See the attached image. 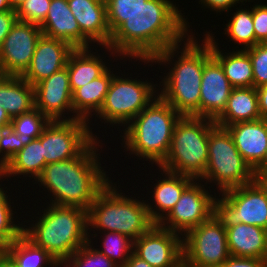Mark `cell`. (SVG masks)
I'll list each match as a JSON object with an SVG mask.
<instances>
[{"instance_id": "e575fe53", "label": "cell", "mask_w": 267, "mask_h": 267, "mask_svg": "<svg viewBox=\"0 0 267 267\" xmlns=\"http://www.w3.org/2000/svg\"><path fill=\"white\" fill-rule=\"evenodd\" d=\"M1 180V177H0ZM9 193L7 190H4V187H1L0 184V233L10 242L12 243L14 240L19 238L23 234V223L18 221V219L14 218V214L17 211H13V207H11V199L8 198ZM14 212V213H13ZM17 220L18 223H15Z\"/></svg>"}, {"instance_id": "f907efd6", "label": "cell", "mask_w": 267, "mask_h": 267, "mask_svg": "<svg viewBox=\"0 0 267 267\" xmlns=\"http://www.w3.org/2000/svg\"><path fill=\"white\" fill-rule=\"evenodd\" d=\"M0 267H17V266L7 256V257L0 258Z\"/></svg>"}, {"instance_id": "8992f818", "label": "cell", "mask_w": 267, "mask_h": 267, "mask_svg": "<svg viewBox=\"0 0 267 267\" xmlns=\"http://www.w3.org/2000/svg\"><path fill=\"white\" fill-rule=\"evenodd\" d=\"M112 182L97 194L87 210L88 237L95 239L98 236L96 231H114L134 241L155 223L149 216L145 200L128 197L119 190L116 182ZM92 230L95 234L90 233Z\"/></svg>"}, {"instance_id": "4dcf8cb0", "label": "cell", "mask_w": 267, "mask_h": 267, "mask_svg": "<svg viewBox=\"0 0 267 267\" xmlns=\"http://www.w3.org/2000/svg\"><path fill=\"white\" fill-rule=\"evenodd\" d=\"M236 12L232 13L230 20L224 25V35L228 36L229 41L242 46L240 50L251 48L255 45V32L252 20V8L242 9L236 8Z\"/></svg>"}, {"instance_id": "9a60e30c", "label": "cell", "mask_w": 267, "mask_h": 267, "mask_svg": "<svg viewBox=\"0 0 267 267\" xmlns=\"http://www.w3.org/2000/svg\"><path fill=\"white\" fill-rule=\"evenodd\" d=\"M133 253L152 267H182L183 237L154 224L133 241Z\"/></svg>"}, {"instance_id": "7dc6e473", "label": "cell", "mask_w": 267, "mask_h": 267, "mask_svg": "<svg viewBox=\"0 0 267 267\" xmlns=\"http://www.w3.org/2000/svg\"><path fill=\"white\" fill-rule=\"evenodd\" d=\"M10 242L0 233V258L7 257Z\"/></svg>"}, {"instance_id": "5bb4252c", "label": "cell", "mask_w": 267, "mask_h": 267, "mask_svg": "<svg viewBox=\"0 0 267 267\" xmlns=\"http://www.w3.org/2000/svg\"><path fill=\"white\" fill-rule=\"evenodd\" d=\"M42 34L39 25L17 21L0 46V74L22 76Z\"/></svg>"}, {"instance_id": "d6a6232c", "label": "cell", "mask_w": 267, "mask_h": 267, "mask_svg": "<svg viewBox=\"0 0 267 267\" xmlns=\"http://www.w3.org/2000/svg\"><path fill=\"white\" fill-rule=\"evenodd\" d=\"M104 234L105 236H102ZM103 237L98 251L106 255L119 267H123L130 255L133 253V240L126 235L114 231L101 232L100 237Z\"/></svg>"}, {"instance_id": "f1b7e54d", "label": "cell", "mask_w": 267, "mask_h": 267, "mask_svg": "<svg viewBox=\"0 0 267 267\" xmlns=\"http://www.w3.org/2000/svg\"><path fill=\"white\" fill-rule=\"evenodd\" d=\"M46 165L41 141L38 138L33 139L9 160L0 177L6 180L7 177L11 179L13 176L23 175V178L28 176L36 181Z\"/></svg>"}, {"instance_id": "277c9868", "label": "cell", "mask_w": 267, "mask_h": 267, "mask_svg": "<svg viewBox=\"0 0 267 267\" xmlns=\"http://www.w3.org/2000/svg\"><path fill=\"white\" fill-rule=\"evenodd\" d=\"M47 203L46 208L42 206L41 214L38 211L40 216L29 223L31 226L23 225V235L61 265L89 240L87 211L80 207Z\"/></svg>"}, {"instance_id": "816d5d0a", "label": "cell", "mask_w": 267, "mask_h": 267, "mask_svg": "<svg viewBox=\"0 0 267 267\" xmlns=\"http://www.w3.org/2000/svg\"><path fill=\"white\" fill-rule=\"evenodd\" d=\"M26 0H9L12 10H16L20 5H22Z\"/></svg>"}, {"instance_id": "8d00e7d4", "label": "cell", "mask_w": 267, "mask_h": 267, "mask_svg": "<svg viewBox=\"0 0 267 267\" xmlns=\"http://www.w3.org/2000/svg\"><path fill=\"white\" fill-rule=\"evenodd\" d=\"M51 0H26L16 10L18 21L40 25L46 18Z\"/></svg>"}, {"instance_id": "83f0119b", "label": "cell", "mask_w": 267, "mask_h": 267, "mask_svg": "<svg viewBox=\"0 0 267 267\" xmlns=\"http://www.w3.org/2000/svg\"><path fill=\"white\" fill-rule=\"evenodd\" d=\"M261 118L256 88H233L224 111L214 120L217 126L254 121Z\"/></svg>"}, {"instance_id": "b9f144b4", "label": "cell", "mask_w": 267, "mask_h": 267, "mask_svg": "<svg viewBox=\"0 0 267 267\" xmlns=\"http://www.w3.org/2000/svg\"><path fill=\"white\" fill-rule=\"evenodd\" d=\"M237 3L239 4L238 0H199V4L202 5L201 8L205 6V8L220 14L223 11L227 13L229 10L232 11L231 7H237Z\"/></svg>"}, {"instance_id": "f546056e", "label": "cell", "mask_w": 267, "mask_h": 267, "mask_svg": "<svg viewBox=\"0 0 267 267\" xmlns=\"http://www.w3.org/2000/svg\"><path fill=\"white\" fill-rule=\"evenodd\" d=\"M8 257L17 267H61L46 250L33 244L23 234L10 243Z\"/></svg>"}, {"instance_id": "60d3db41", "label": "cell", "mask_w": 267, "mask_h": 267, "mask_svg": "<svg viewBox=\"0 0 267 267\" xmlns=\"http://www.w3.org/2000/svg\"><path fill=\"white\" fill-rule=\"evenodd\" d=\"M221 267H267V260L230 256Z\"/></svg>"}, {"instance_id": "cb8c5ba5", "label": "cell", "mask_w": 267, "mask_h": 267, "mask_svg": "<svg viewBox=\"0 0 267 267\" xmlns=\"http://www.w3.org/2000/svg\"><path fill=\"white\" fill-rule=\"evenodd\" d=\"M230 255L267 260L266 232L259 226L239 223L225 226Z\"/></svg>"}, {"instance_id": "4fadbf2b", "label": "cell", "mask_w": 267, "mask_h": 267, "mask_svg": "<svg viewBox=\"0 0 267 267\" xmlns=\"http://www.w3.org/2000/svg\"><path fill=\"white\" fill-rule=\"evenodd\" d=\"M200 182V183H199ZM201 180H193L182 192L171 211L158 223L164 229L182 237L192 228L209 220L214 215L215 190L208 192Z\"/></svg>"}, {"instance_id": "ba28073f", "label": "cell", "mask_w": 267, "mask_h": 267, "mask_svg": "<svg viewBox=\"0 0 267 267\" xmlns=\"http://www.w3.org/2000/svg\"><path fill=\"white\" fill-rule=\"evenodd\" d=\"M200 180L206 185L208 182L213 183L220 193L256 180L254 170L239 153L226 128L215 125L210 130L208 162Z\"/></svg>"}, {"instance_id": "e0dca14e", "label": "cell", "mask_w": 267, "mask_h": 267, "mask_svg": "<svg viewBox=\"0 0 267 267\" xmlns=\"http://www.w3.org/2000/svg\"><path fill=\"white\" fill-rule=\"evenodd\" d=\"M75 48L69 43L41 35L31 64L22 77L33 87L53 73L66 67L69 55Z\"/></svg>"}, {"instance_id": "ab89813d", "label": "cell", "mask_w": 267, "mask_h": 267, "mask_svg": "<svg viewBox=\"0 0 267 267\" xmlns=\"http://www.w3.org/2000/svg\"><path fill=\"white\" fill-rule=\"evenodd\" d=\"M252 20L255 32V45L267 43V4L257 3L252 6Z\"/></svg>"}, {"instance_id": "2e32d148", "label": "cell", "mask_w": 267, "mask_h": 267, "mask_svg": "<svg viewBox=\"0 0 267 267\" xmlns=\"http://www.w3.org/2000/svg\"><path fill=\"white\" fill-rule=\"evenodd\" d=\"M34 98L35 108L50 121L72 120V91L67 66L36 84Z\"/></svg>"}, {"instance_id": "7a4b0ae2", "label": "cell", "mask_w": 267, "mask_h": 267, "mask_svg": "<svg viewBox=\"0 0 267 267\" xmlns=\"http://www.w3.org/2000/svg\"><path fill=\"white\" fill-rule=\"evenodd\" d=\"M194 35L189 34L185 41L165 48L152 59L140 61L144 62L143 65L151 63L148 66H152L153 62L160 66L169 65V72L164 73L167 75L162 78L159 76L162 80L159 85L163 87L158 86V95L181 116L200 117L202 74L204 64L212 56V51L204 39L199 44ZM175 57L178 59L175 60Z\"/></svg>"}, {"instance_id": "8fae6325", "label": "cell", "mask_w": 267, "mask_h": 267, "mask_svg": "<svg viewBox=\"0 0 267 267\" xmlns=\"http://www.w3.org/2000/svg\"><path fill=\"white\" fill-rule=\"evenodd\" d=\"M230 256L226 228L215 215L183 236L184 267H221Z\"/></svg>"}, {"instance_id": "7bdbcfd3", "label": "cell", "mask_w": 267, "mask_h": 267, "mask_svg": "<svg viewBox=\"0 0 267 267\" xmlns=\"http://www.w3.org/2000/svg\"><path fill=\"white\" fill-rule=\"evenodd\" d=\"M17 21L15 11L0 12V46Z\"/></svg>"}, {"instance_id": "d590c367", "label": "cell", "mask_w": 267, "mask_h": 267, "mask_svg": "<svg viewBox=\"0 0 267 267\" xmlns=\"http://www.w3.org/2000/svg\"><path fill=\"white\" fill-rule=\"evenodd\" d=\"M147 0H105L111 34Z\"/></svg>"}, {"instance_id": "30bf717a", "label": "cell", "mask_w": 267, "mask_h": 267, "mask_svg": "<svg viewBox=\"0 0 267 267\" xmlns=\"http://www.w3.org/2000/svg\"><path fill=\"white\" fill-rule=\"evenodd\" d=\"M217 194L214 215L224 226L244 223L267 228V186L262 180Z\"/></svg>"}, {"instance_id": "f6af8a7d", "label": "cell", "mask_w": 267, "mask_h": 267, "mask_svg": "<svg viewBox=\"0 0 267 267\" xmlns=\"http://www.w3.org/2000/svg\"><path fill=\"white\" fill-rule=\"evenodd\" d=\"M123 267H152L146 261L132 253Z\"/></svg>"}, {"instance_id": "d6986e66", "label": "cell", "mask_w": 267, "mask_h": 267, "mask_svg": "<svg viewBox=\"0 0 267 267\" xmlns=\"http://www.w3.org/2000/svg\"><path fill=\"white\" fill-rule=\"evenodd\" d=\"M82 34L92 43L109 46L111 32L107 23L105 0H67Z\"/></svg>"}, {"instance_id": "ee69618b", "label": "cell", "mask_w": 267, "mask_h": 267, "mask_svg": "<svg viewBox=\"0 0 267 267\" xmlns=\"http://www.w3.org/2000/svg\"><path fill=\"white\" fill-rule=\"evenodd\" d=\"M261 118L267 119V84L256 88Z\"/></svg>"}, {"instance_id": "3957f363", "label": "cell", "mask_w": 267, "mask_h": 267, "mask_svg": "<svg viewBox=\"0 0 267 267\" xmlns=\"http://www.w3.org/2000/svg\"><path fill=\"white\" fill-rule=\"evenodd\" d=\"M100 141L96 138L78 157L44 167L34 184L47 189L50 204L88 210L97 194L111 180L99 162L102 157L98 151L103 147L99 145Z\"/></svg>"}, {"instance_id": "681fc988", "label": "cell", "mask_w": 267, "mask_h": 267, "mask_svg": "<svg viewBox=\"0 0 267 267\" xmlns=\"http://www.w3.org/2000/svg\"><path fill=\"white\" fill-rule=\"evenodd\" d=\"M14 11L9 0H0V12Z\"/></svg>"}, {"instance_id": "52a82bcc", "label": "cell", "mask_w": 267, "mask_h": 267, "mask_svg": "<svg viewBox=\"0 0 267 267\" xmlns=\"http://www.w3.org/2000/svg\"><path fill=\"white\" fill-rule=\"evenodd\" d=\"M212 119L181 116L173 130L171 146L161 169L200 180L208 162L209 132Z\"/></svg>"}, {"instance_id": "6da1fadb", "label": "cell", "mask_w": 267, "mask_h": 267, "mask_svg": "<svg viewBox=\"0 0 267 267\" xmlns=\"http://www.w3.org/2000/svg\"><path fill=\"white\" fill-rule=\"evenodd\" d=\"M173 2L147 0L112 33L109 46L100 48L107 49L111 57L140 63V59H152L165 48L182 42L192 33L188 29L191 25L178 9L179 4Z\"/></svg>"}, {"instance_id": "4316f807", "label": "cell", "mask_w": 267, "mask_h": 267, "mask_svg": "<svg viewBox=\"0 0 267 267\" xmlns=\"http://www.w3.org/2000/svg\"><path fill=\"white\" fill-rule=\"evenodd\" d=\"M0 105L12 119L35 108L34 87L22 76L0 74Z\"/></svg>"}, {"instance_id": "bcb514c9", "label": "cell", "mask_w": 267, "mask_h": 267, "mask_svg": "<svg viewBox=\"0 0 267 267\" xmlns=\"http://www.w3.org/2000/svg\"><path fill=\"white\" fill-rule=\"evenodd\" d=\"M255 177L261 180L264 176H267V151L264 156L263 162L254 170Z\"/></svg>"}, {"instance_id": "1f68e13d", "label": "cell", "mask_w": 267, "mask_h": 267, "mask_svg": "<svg viewBox=\"0 0 267 267\" xmlns=\"http://www.w3.org/2000/svg\"><path fill=\"white\" fill-rule=\"evenodd\" d=\"M49 122L50 120L43 113L34 108L28 113L13 117L10 128L18 134L23 146H26L33 139L41 136Z\"/></svg>"}, {"instance_id": "9c48e42d", "label": "cell", "mask_w": 267, "mask_h": 267, "mask_svg": "<svg viewBox=\"0 0 267 267\" xmlns=\"http://www.w3.org/2000/svg\"><path fill=\"white\" fill-rule=\"evenodd\" d=\"M115 74L103 105L95 117L101 118L102 123L112 127L117 124L115 126H118V130L121 128L119 126L125 127L158 96V85L153 81L151 83Z\"/></svg>"}, {"instance_id": "74e56055", "label": "cell", "mask_w": 267, "mask_h": 267, "mask_svg": "<svg viewBox=\"0 0 267 267\" xmlns=\"http://www.w3.org/2000/svg\"><path fill=\"white\" fill-rule=\"evenodd\" d=\"M252 62L254 88L267 84V43H258L245 49Z\"/></svg>"}, {"instance_id": "7402d4cb", "label": "cell", "mask_w": 267, "mask_h": 267, "mask_svg": "<svg viewBox=\"0 0 267 267\" xmlns=\"http://www.w3.org/2000/svg\"><path fill=\"white\" fill-rule=\"evenodd\" d=\"M158 169L163 177L161 176V179L158 177L157 183L152 187V192L148 191L151 193L150 202L153 201V204L148 202L149 199L145 200L149 216L155 224H158L171 211L184 189L194 180L191 177L161 169V167Z\"/></svg>"}, {"instance_id": "5b68a950", "label": "cell", "mask_w": 267, "mask_h": 267, "mask_svg": "<svg viewBox=\"0 0 267 267\" xmlns=\"http://www.w3.org/2000/svg\"><path fill=\"white\" fill-rule=\"evenodd\" d=\"M181 115L159 95L121 131L122 147L137 160L149 161L157 167L165 160L176 122ZM145 159V160H144Z\"/></svg>"}, {"instance_id": "ac0fdd59", "label": "cell", "mask_w": 267, "mask_h": 267, "mask_svg": "<svg viewBox=\"0 0 267 267\" xmlns=\"http://www.w3.org/2000/svg\"><path fill=\"white\" fill-rule=\"evenodd\" d=\"M233 88L220 63L211 56L202 74L200 117L215 120L224 111Z\"/></svg>"}, {"instance_id": "db71d44e", "label": "cell", "mask_w": 267, "mask_h": 267, "mask_svg": "<svg viewBox=\"0 0 267 267\" xmlns=\"http://www.w3.org/2000/svg\"><path fill=\"white\" fill-rule=\"evenodd\" d=\"M261 180H262V181L264 182V184L267 186V176H264Z\"/></svg>"}, {"instance_id": "603a6c76", "label": "cell", "mask_w": 267, "mask_h": 267, "mask_svg": "<svg viewBox=\"0 0 267 267\" xmlns=\"http://www.w3.org/2000/svg\"><path fill=\"white\" fill-rule=\"evenodd\" d=\"M204 40L210 45L212 56L220 63L225 76L234 88L254 87V77L252 62L249 54L245 50L231 52L220 50L218 39L215 40L214 34L205 31Z\"/></svg>"}, {"instance_id": "44dd1931", "label": "cell", "mask_w": 267, "mask_h": 267, "mask_svg": "<svg viewBox=\"0 0 267 267\" xmlns=\"http://www.w3.org/2000/svg\"><path fill=\"white\" fill-rule=\"evenodd\" d=\"M244 160L255 170L267 151V119L238 122L225 127Z\"/></svg>"}, {"instance_id": "9f6ffc18", "label": "cell", "mask_w": 267, "mask_h": 267, "mask_svg": "<svg viewBox=\"0 0 267 267\" xmlns=\"http://www.w3.org/2000/svg\"><path fill=\"white\" fill-rule=\"evenodd\" d=\"M266 232V247H267V228L265 229Z\"/></svg>"}, {"instance_id": "484cf974", "label": "cell", "mask_w": 267, "mask_h": 267, "mask_svg": "<svg viewBox=\"0 0 267 267\" xmlns=\"http://www.w3.org/2000/svg\"><path fill=\"white\" fill-rule=\"evenodd\" d=\"M90 48H75L67 60V70L72 93L94 79L100 77L108 68L101 54ZM102 57V58H101Z\"/></svg>"}, {"instance_id": "d4e9b609", "label": "cell", "mask_w": 267, "mask_h": 267, "mask_svg": "<svg viewBox=\"0 0 267 267\" xmlns=\"http://www.w3.org/2000/svg\"><path fill=\"white\" fill-rule=\"evenodd\" d=\"M111 69L72 93L73 120L82 119L90 125V118L99 112L109 90L114 75Z\"/></svg>"}, {"instance_id": "836d02e7", "label": "cell", "mask_w": 267, "mask_h": 267, "mask_svg": "<svg viewBox=\"0 0 267 267\" xmlns=\"http://www.w3.org/2000/svg\"><path fill=\"white\" fill-rule=\"evenodd\" d=\"M91 237L77 249L61 266L63 267H119L106 255L94 248Z\"/></svg>"}, {"instance_id": "11a10c76", "label": "cell", "mask_w": 267, "mask_h": 267, "mask_svg": "<svg viewBox=\"0 0 267 267\" xmlns=\"http://www.w3.org/2000/svg\"><path fill=\"white\" fill-rule=\"evenodd\" d=\"M244 1H245V3L247 2V0H238V2H239V4H240V2H241V4H243L244 3ZM254 2L253 0H248V2Z\"/></svg>"}, {"instance_id": "7c38bea8", "label": "cell", "mask_w": 267, "mask_h": 267, "mask_svg": "<svg viewBox=\"0 0 267 267\" xmlns=\"http://www.w3.org/2000/svg\"><path fill=\"white\" fill-rule=\"evenodd\" d=\"M87 121H50L38 138L42 144L45 163L62 162L78 157L97 137Z\"/></svg>"}, {"instance_id": "f5cc1de1", "label": "cell", "mask_w": 267, "mask_h": 267, "mask_svg": "<svg viewBox=\"0 0 267 267\" xmlns=\"http://www.w3.org/2000/svg\"><path fill=\"white\" fill-rule=\"evenodd\" d=\"M10 127V125H0V141L3 138L5 131Z\"/></svg>"}, {"instance_id": "ffe728a7", "label": "cell", "mask_w": 267, "mask_h": 267, "mask_svg": "<svg viewBox=\"0 0 267 267\" xmlns=\"http://www.w3.org/2000/svg\"><path fill=\"white\" fill-rule=\"evenodd\" d=\"M43 35L63 40L74 48H90L92 44L81 32L67 0H51L45 20L39 25Z\"/></svg>"}, {"instance_id": "f35d334b", "label": "cell", "mask_w": 267, "mask_h": 267, "mask_svg": "<svg viewBox=\"0 0 267 267\" xmlns=\"http://www.w3.org/2000/svg\"><path fill=\"white\" fill-rule=\"evenodd\" d=\"M23 147L18 134L9 127L0 141V175L6 169L9 160Z\"/></svg>"}, {"instance_id": "c3c4849f", "label": "cell", "mask_w": 267, "mask_h": 267, "mask_svg": "<svg viewBox=\"0 0 267 267\" xmlns=\"http://www.w3.org/2000/svg\"><path fill=\"white\" fill-rule=\"evenodd\" d=\"M10 123H11V118L0 105V125H10Z\"/></svg>"}]
</instances>
